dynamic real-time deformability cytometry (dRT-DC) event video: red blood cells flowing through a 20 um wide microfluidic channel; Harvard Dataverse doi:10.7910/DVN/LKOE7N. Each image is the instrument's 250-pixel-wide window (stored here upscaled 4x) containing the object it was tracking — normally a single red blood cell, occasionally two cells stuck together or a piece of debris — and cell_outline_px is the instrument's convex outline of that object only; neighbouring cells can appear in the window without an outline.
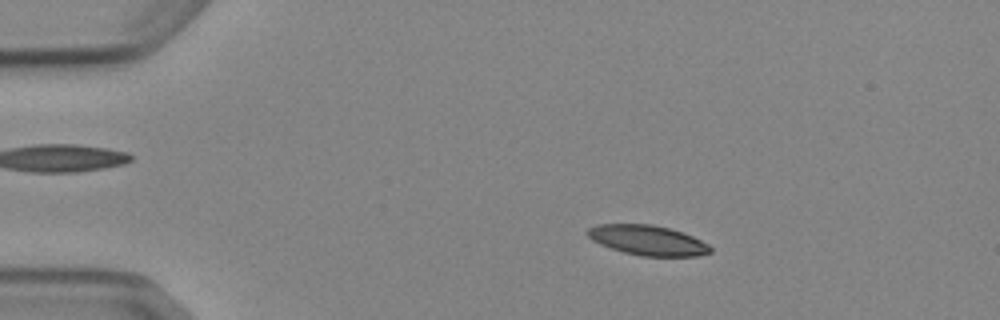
{"species": "Egyptian fruit bat (a non-hibernating species)", "species_latin": "Rousettus aegyptiacus", "temperature_condition": "cold", "stored_images_in_passage": 8, "camera_frame_rate_fps": 3000, "um_per_image_px": 0.085, "animal": {"sex": "female"}, "frame": {"image": 1, "passage_image": 2, "time_ms": 1.0, "image_size_px": [1000, 320], "cell_outline_px": [[712, 252], [696, 256], [640, 256], [624, 252], [600, 244], [592, 240], [584, 232], [588, 228], [596, 224], [652, 224], [668, 228], [692, 236], [708, 244], [712, 248]], "centroid_in_image_um": [55.02, 20.42], "position_along_channel_um": 30.0, "area_um2": 21.39}}
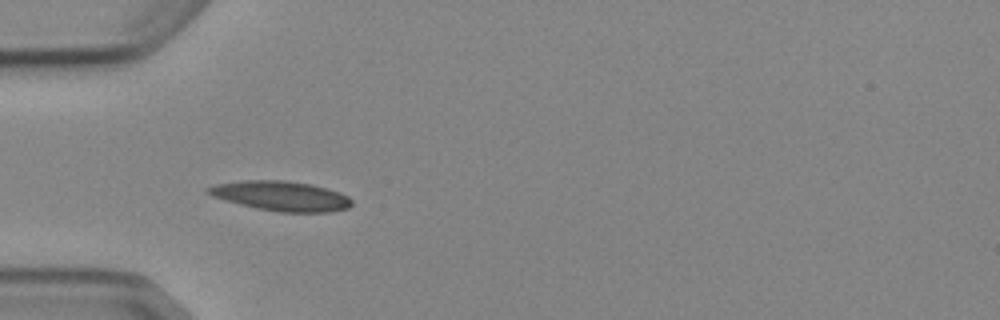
{"frame": {"image": 2, "passage_image": 4, "time_ms": 3.333, "image_size_px": [1000, 320], "cell_outline_px": [[352, 204], [348, 208], [328, 212], [280, 212], [256, 208], [240, 204], [212, 196], [204, 192], [204, 188], [216, 184], [244, 180], [284, 180], [308, 184], [328, 188], [340, 192], [348, 196], [352, 200]], "centroid_in_image_um": [23.88, 16.65], "position_along_channel_um": 61.1, "area_um2": 24.91}}
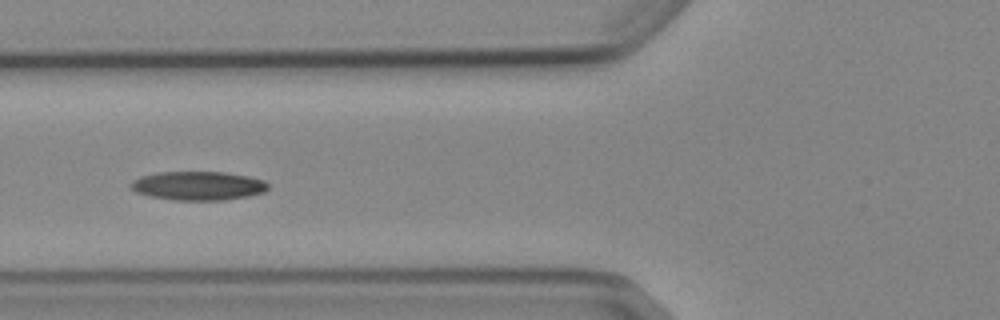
{"frame": {"image": 3, "passage_image": 5, "time_ms": 4.667, "image_size_px": [1000, 320], "cell_outline_px": [[268, 188], [264, 192], [248, 196], [224, 200], [172, 200], [152, 196], [136, 192], [128, 188], [128, 184], [132, 180], [140, 176], [156, 172], [224, 172], [248, 176], [264, 180], [268, 184]], "centroid_in_image_um": [16.8, 15.78], "position_along_channel_um": 109.0, "area_um2": 23.24}}